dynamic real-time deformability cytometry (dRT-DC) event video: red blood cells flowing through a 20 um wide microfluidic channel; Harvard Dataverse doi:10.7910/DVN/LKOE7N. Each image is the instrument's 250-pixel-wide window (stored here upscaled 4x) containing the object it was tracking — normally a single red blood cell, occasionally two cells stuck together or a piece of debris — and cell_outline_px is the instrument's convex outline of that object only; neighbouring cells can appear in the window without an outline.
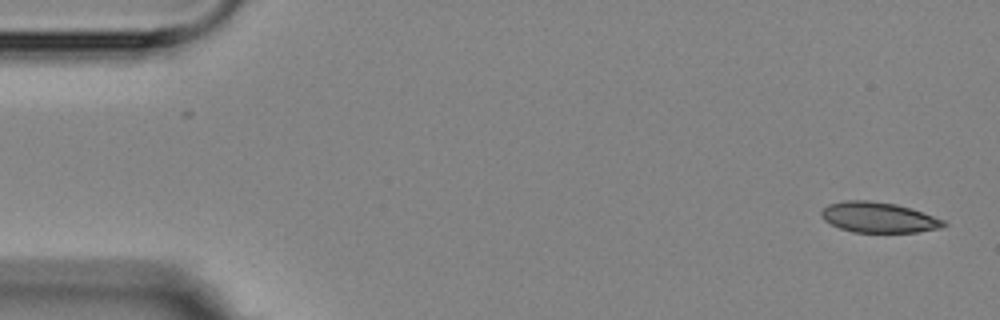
{"species": "Egyptian fruit bat (a non-hibernating species)", "species_latin": "Rousettus aegyptiacus", "temperature_condition": "room temperature", "stored_images_in_passage": 4, "camera_frame_rate_fps": 3000, "um_per_image_px": 0.085, "animal": {"sex": "female"}, "frame": {"image": 1, "passage_image": 1, "time_ms": 0.0, "image_size_px": [1000, 320], "cell_outline_px": [[948, 224], [940, 228], [916, 232], [852, 232], [840, 228], [824, 220], [820, 216], [820, 212], [828, 204], [844, 200], [868, 200], [896, 204], [912, 208], [944, 220]], "centroid_in_image_um": [74.67, 18.47], "position_along_channel_um": 10.3, "area_um2": 21.73}}
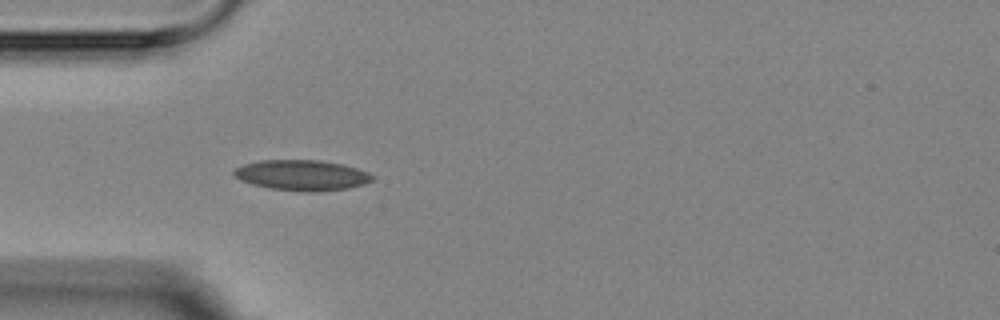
{"frame": {"image": 2, "passage_image": 4, "time_ms": 4.667, "image_size_px": [1000, 320], "cell_outline_px": [[376, 176], [372, 180], [364, 184], [348, 188], [316, 192], [304, 192], [272, 188], [252, 184], [240, 180], [232, 172], [236, 168], [244, 164], [260, 160], [320, 160], [344, 164], [368, 172]], "centroid_in_image_um": [25.69, 14.89], "position_along_channel_um": 59.3, "area_um2": 24.62}}